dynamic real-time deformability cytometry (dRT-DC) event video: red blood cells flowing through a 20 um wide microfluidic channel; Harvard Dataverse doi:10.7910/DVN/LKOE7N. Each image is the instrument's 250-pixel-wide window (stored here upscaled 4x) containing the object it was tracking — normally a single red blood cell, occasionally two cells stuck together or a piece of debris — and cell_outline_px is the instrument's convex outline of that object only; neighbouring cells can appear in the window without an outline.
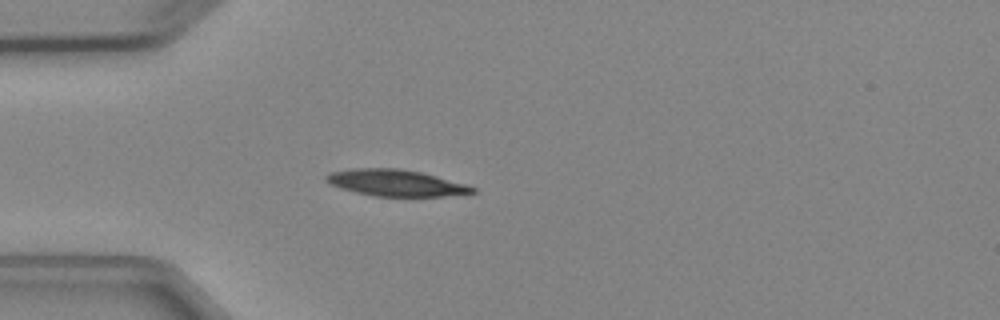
{"species": "Egyptian fruit bat (a non-hibernating species)", "species_latin": "Rousettus aegyptiacus", "temperature_condition": "cold", "stored_images_in_passage": 4, "camera_frame_rate_fps": 3000, "um_per_image_px": 0.085, "animal": {"sex": "female"}, "frame": {"image": 1, "passage_image": 4, "time_ms": 4.333, "image_size_px": [1000, 320], "cell_outline_px": [[476, 192], [444, 196], [376, 196], [356, 192], [340, 188], [324, 180], [324, 176], [332, 172], [356, 168], [400, 168], [420, 172], [468, 184], [476, 188]], "centroid_in_image_um": [33.66, 15.54], "position_along_channel_um": 51.3, "area_um2": 22.43}}